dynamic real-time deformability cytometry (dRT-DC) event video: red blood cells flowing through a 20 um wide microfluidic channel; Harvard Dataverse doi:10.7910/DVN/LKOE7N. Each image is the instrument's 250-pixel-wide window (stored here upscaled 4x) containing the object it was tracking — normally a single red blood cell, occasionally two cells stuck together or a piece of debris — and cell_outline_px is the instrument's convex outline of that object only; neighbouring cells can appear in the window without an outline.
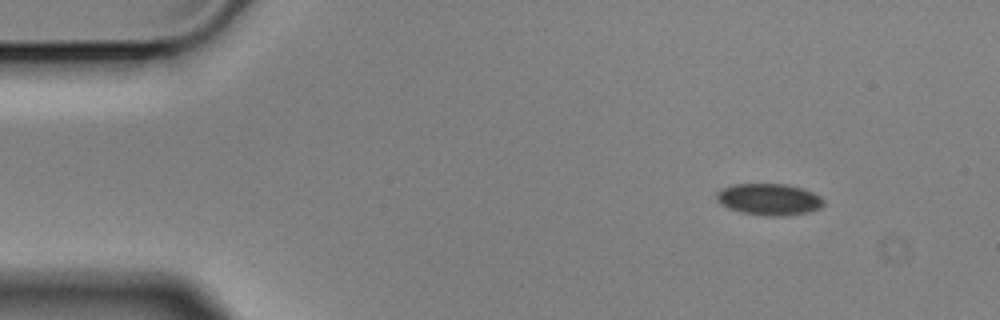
{"species": "Egyptian fruit bat (a non-hibernating species)", "species_latin": "Rousettus aegyptiacus", "temperature_condition": "cold", "stored_images_in_passage": 4, "camera_frame_rate_fps": 3000, "um_per_image_px": 0.085, "animal": {"sex": "male"}, "frame": {"image": 1, "passage_image": 1, "time_ms": 0.0, "image_size_px": [1000, 320], "cell_outline_px": [[824, 204], [820, 208], [808, 212], [780, 216], [772, 216], [744, 212], [728, 208], [720, 204], [716, 200], [716, 192], [732, 184], [784, 184], [804, 188], [820, 196], [824, 200]], "centroid_in_image_um": [65.37, 16.93], "position_along_channel_um": 19.6, "area_um2": 19.59}}
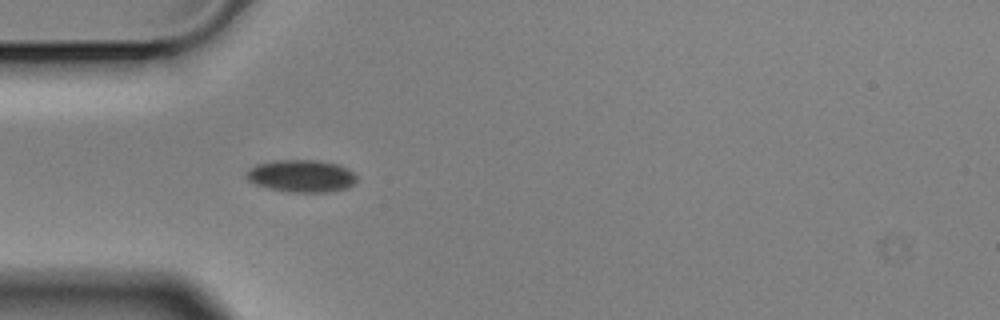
{"frame": {"image": 2, "passage_image": 4, "time_ms": 1.0, "image_size_px": [1000, 320], "cell_outline_px": [[356, 180], [348, 188], [324, 192], [288, 192], [256, 184], [248, 180], [244, 176], [248, 168], [256, 164], [276, 160], [316, 160], [340, 164], [348, 168], [356, 176]], "centroid_in_image_um": [25.61, 14.94], "position_along_channel_um": 59.4, "area_um2": 20.81}}